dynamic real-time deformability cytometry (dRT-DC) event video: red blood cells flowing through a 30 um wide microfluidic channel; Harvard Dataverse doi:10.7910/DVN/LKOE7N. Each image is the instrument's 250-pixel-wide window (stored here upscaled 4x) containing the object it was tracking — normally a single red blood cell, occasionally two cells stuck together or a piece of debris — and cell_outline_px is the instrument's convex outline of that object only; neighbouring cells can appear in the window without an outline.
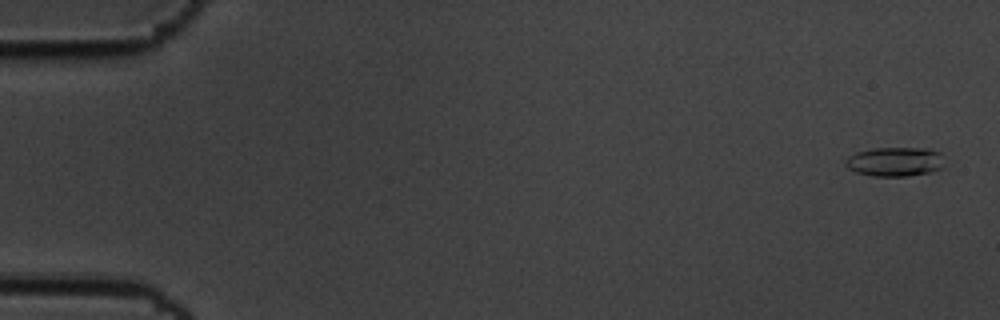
{"species": "common noctule bat (a hibernating species)", "species_latin": "Nyctalus noctula", "temperature_condition": "cold", "stored_images_in_passage": 58, "camera_frame_rate_fps": 3000, "um_per_image_px": 0.085, "animal": {"sex": "male", "body_mass_g": 19.5, "forearm_length_mm": 54.6}, "frame": {"image": 1, "passage_image": 2, "time_ms": 0.333, "image_size_px": [1000, 320], "cell_outline_px": [[944, 168], [928, 172], [908, 176], [872, 176], [856, 172], [848, 168], [844, 164], [844, 160], [848, 156], [856, 152], [872, 148], [928, 148], [940, 152]], "centroid_in_image_um": [76.04, 13.74], "position_along_channel_um": 9.0, "area_um2": 16.99}}
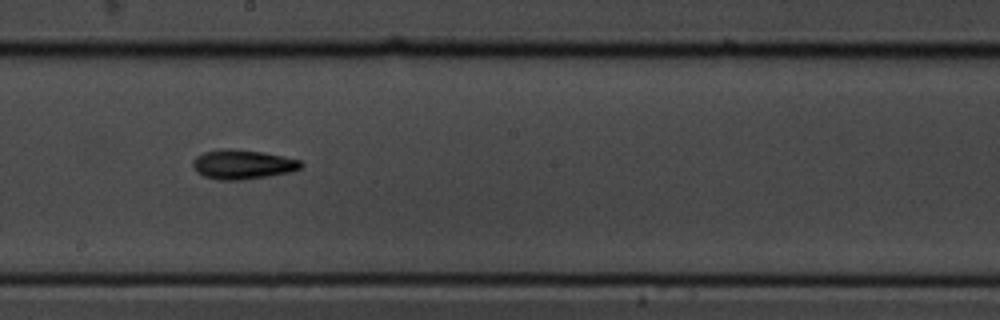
{"frame": {"image": 2, "passage_image": 33, "time_ms": 10.667, "image_size_px": [1000, 320], "cell_outline_px": [[304, 164], [300, 168], [288, 172], [268, 176], [240, 180], [220, 180], [204, 176], [196, 172], [192, 168], [192, 160], [196, 156], [204, 152], [228, 148], [232, 148], [264, 152], [284, 156], [300, 160]], "centroid_in_image_um": [20.59, 13.97], "position_along_channel_um": 227.6, "area_um2": 18.61}}
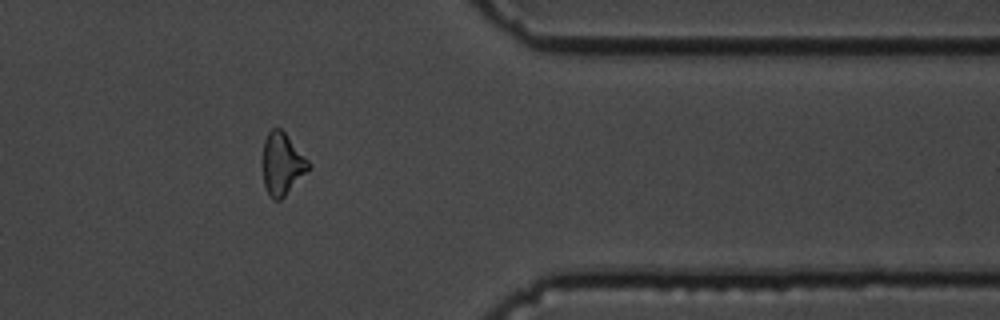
{"frame": {"image": 3, "passage_image": 48, "time_ms": 15.667, "image_size_px": [1000, 320], "cell_outline_px": [[312, 168], [280, 200], [272, 200], [264, 184], [260, 160], [264, 140], [268, 132], [272, 128], [280, 128], [284, 132], [312, 164]], "centroid_in_image_um": [23.96, 13.93], "position_along_channel_um": 387.4, "area_um2": 17.05}, "authors_computed_cell_mechanics": {"area_um2": 16.6464, "velocity_mm_per_s": 3.481, "shape_relaxation_time_tau1_ms": 3.2015, "shape_relaxation_time_tau2_ms": 7.3351, "deformation_change_tau1": 0.1617, "deformation_change_tau2": 0.1769}}